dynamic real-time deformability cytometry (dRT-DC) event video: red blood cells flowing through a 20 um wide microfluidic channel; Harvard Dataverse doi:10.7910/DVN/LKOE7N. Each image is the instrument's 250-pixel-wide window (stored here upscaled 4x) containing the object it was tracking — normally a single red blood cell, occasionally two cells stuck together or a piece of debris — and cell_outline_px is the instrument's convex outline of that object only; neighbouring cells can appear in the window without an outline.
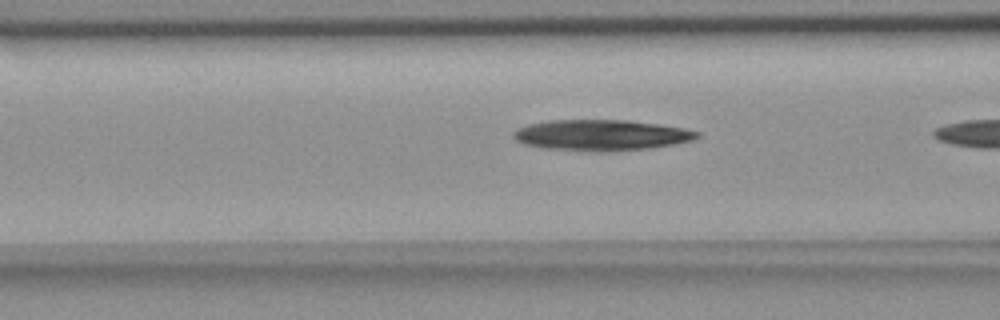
{"species": "common noctule bat (a hibernating species)", "species_latin": "Nyctalus noctula", "temperature_condition": "room temperature", "stored_images_in_passage": 13, "camera_frame_rate_fps": 3000, "um_per_image_px": 0.085, "animal": {"sex": "female", "body_mass_g": 18.4}, "frame": {"image": 1, "passage_image": 11, "time_ms": 3.333, "image_size_px": [1000, 320], "cell_outline_px": [[700, 136], [692, 140], [672, 144], [648, 148], [596, 152], [544, 148], [524, 144], [516, 140], [512, 136], [512, 132], [516, 128], [528, 124], [548, 120], [628, 120], [660, 124], [684, 128], [700, 132]], "centroid_in_image_um": [51.06, 11.48], "position_along_channel_um": 115.5, "area_um2": 33.06}}